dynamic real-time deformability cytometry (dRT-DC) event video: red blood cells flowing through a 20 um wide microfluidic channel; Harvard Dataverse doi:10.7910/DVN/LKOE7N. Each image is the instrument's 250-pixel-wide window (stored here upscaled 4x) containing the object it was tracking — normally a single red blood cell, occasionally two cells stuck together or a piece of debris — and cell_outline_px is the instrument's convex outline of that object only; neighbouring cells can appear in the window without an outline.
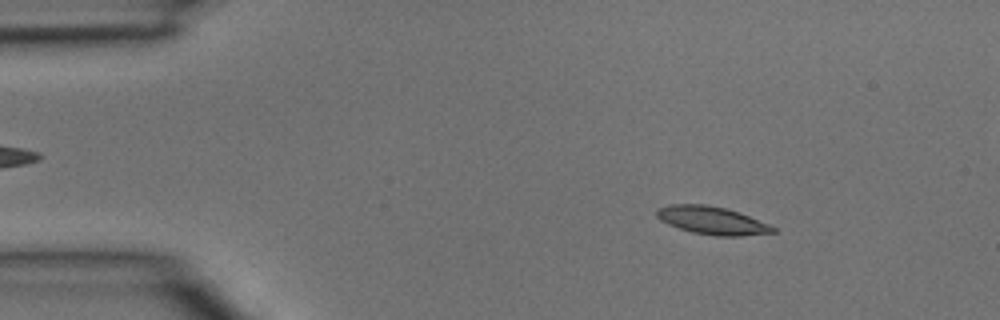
{"species": "common noctule bat (a hibernating species)", "species_latin": "Nyctalus noctula", "temperature_condition": "room temperature", "stored_images_in_passage": 3, "camera_frame_rate_fps": 3000, "um_per_image_px": 0.085, "animal": {"sex": "male", "body_mass_g": 15.6}, "frame": {"image": 1, "passage_image": 1, "time_ms": 0.0, "image_size_px": [1000, 320], "cell_outline_px": [[776, 232], [740, 236], [716, 236], [692, 232], [668, 224], [660, 220], [656, 216], [656, 208], [668, 204], [704, 204], [724, 208], [740, 212], [768, 224], [776, 228]], "centroid_in_image_um": [60.49, 18.73], "position_along_channel_um": 24.5, "area_um2": 18.9}}